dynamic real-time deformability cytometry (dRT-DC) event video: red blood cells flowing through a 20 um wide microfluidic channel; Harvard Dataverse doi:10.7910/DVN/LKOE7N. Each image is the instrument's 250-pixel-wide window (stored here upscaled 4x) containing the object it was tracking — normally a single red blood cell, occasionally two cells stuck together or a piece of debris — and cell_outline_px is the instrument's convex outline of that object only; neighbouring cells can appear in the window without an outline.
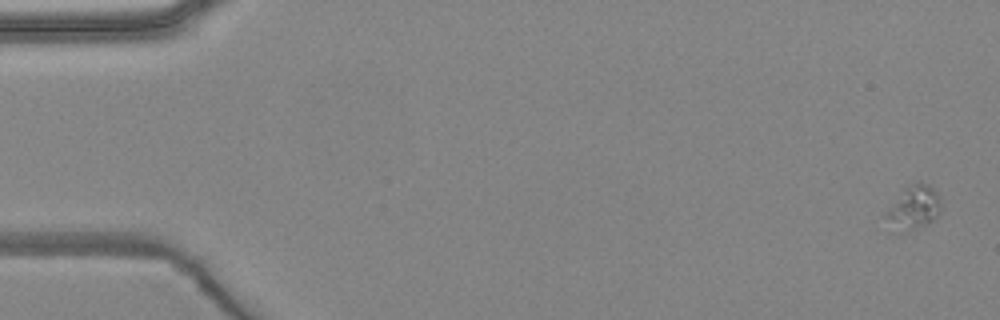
{"species": "common noctule bat (a hibernating species)", "species_latin": "Nyctalus noctula", "temperature_condition": "warm", "stored_images_in_passage": 4, "camera_frame_rate_fps": 3000, "um_per_image_px": 0.085, "animal": {"sex": "female", "body_mass_g": 24.6, "forearm_length_mm": 56.2}, "frame": {"image": 1, "passage_image": 1, "time_ms": 0.0, "image_size_px": [1000, 320], "cell_outline_px": [[940, 212], [932, 220], [912, 228], [900, 232], [892, 232], [884, 216], [884, 212], [904, 184], [916, 180], [920, 180], [928, 184], [936, 192], [940, 200]], "centroid_in_image_um": [77.56, 17.57], "position_along_channel_um": 7.4, "area_um2": 14.51}}